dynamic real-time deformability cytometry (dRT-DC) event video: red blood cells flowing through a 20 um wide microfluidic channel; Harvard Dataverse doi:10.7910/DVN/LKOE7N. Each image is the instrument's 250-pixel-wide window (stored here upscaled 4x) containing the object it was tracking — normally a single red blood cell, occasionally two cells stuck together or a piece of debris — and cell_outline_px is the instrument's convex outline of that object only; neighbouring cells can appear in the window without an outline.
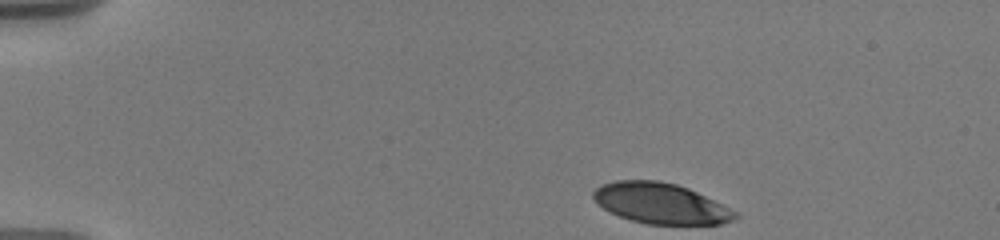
{"species": "human", "species_latin": "Homo sapiens", "temperature_condition": "warm", "stored_images_in_passage": 14, "camera_frame_rate_fps": 3000, "um_per_image_px": 0.085, "donor": {"sex": "male"}, "frame": {"image": 1, "passage_image": 1, "time_ms": 0.0, "image_size_px": [1000, 240], "cell_outline_px": [[740, 216], [732, 220], [720, 224], [648, 224], [632, 220], [620, 216], [596, 204], [592, 196], [592, 192], [600, 184], [616, 180], [660, 180], [676, 184], [688, 188], [740, 212]], "centroid_in_image_um": [56.17, 17.28], "position_along_channel_um": 28.8, "area_um2": 33.7}}
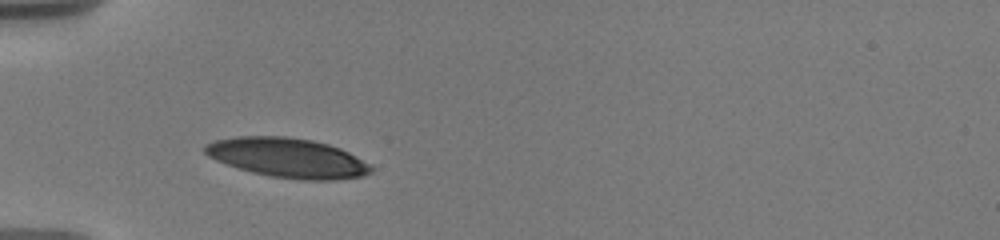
{"frame": {"image": 2, "passage_image": 8, "time_ms": 3.0, "image_size_px": [1000, 240], "cell_outline_px": [[376, 168], [372, 172], [364, 176], [332, 180], [304, 180], [272, 176], [240, 168], [216, 160], [208, 156], [204, 152], [204, 148], [208, 144], [216, 140], [236, 136], [288, 136], [312, 140], [328, 144], [340, 148], [372, 164]], "centroid_in_image_um": [24.53, 13.41], "position_along_channel_um": 60.5, "area_um2": 38.15}}
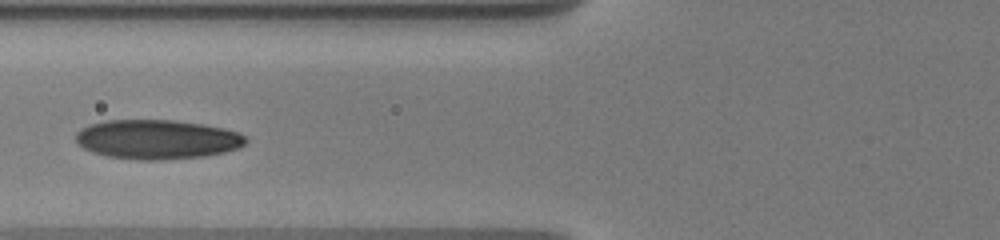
{"frame": {"image": 3, "passage_image": 12, "time_ms": 4.667, "image_size_px": [1000, 240], "cell_outline_px": [[248, 140], [240, 148], [224, 152], [204, 156], [160, 160], [140, 160], [108, 156], [92, 152], [76, 144], [76, 132], [80, 128], [92, 124], [108, 120], [172, 120], [200, 124], [220, 128], [236, 132], [244, 136]], "centroid_in_image_um": [13.32, 11.85], "position_along_channel_um": 112.5, "area_um2": 38.78}}